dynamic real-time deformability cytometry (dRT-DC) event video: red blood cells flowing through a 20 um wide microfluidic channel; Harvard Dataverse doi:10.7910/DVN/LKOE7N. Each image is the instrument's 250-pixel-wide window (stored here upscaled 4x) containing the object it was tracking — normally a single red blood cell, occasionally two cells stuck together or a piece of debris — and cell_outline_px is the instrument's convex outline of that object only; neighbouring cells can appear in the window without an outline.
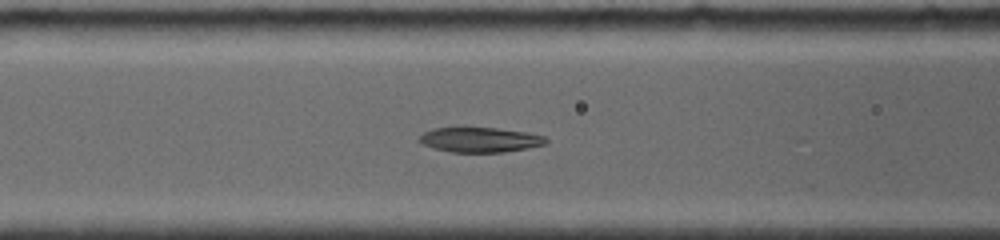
{"species": "common noctule bat (a hibernating species)", "species_latin": "Nyctalus noctula", "temperature_condition": "room temperature", "stored_images_in_passage": 8, "camera_frame_rate_fps": 4000, "um_per_image_px": 0.085, "animal": {"sex": "female", "body_mass_g": 19.0, "forearm_length_mm": 56.7}, "frame": {"image": 1, "passage_image": 4, "time_ms": 1.5, "image_size_px": [1000, 240], "cell_outline_px": [[548, 140], [544, 144], [528, 148], [504, 152], [452, 152], [436, 148], [424, 144], [416, 140], [424, 132], [432, 128], [496, 128], [528, 132], [544, 136]], "centroid_in_image_um": [40.81, 11.88], "position_along_channel_um": 125.8, "area_um2": 18.21}}
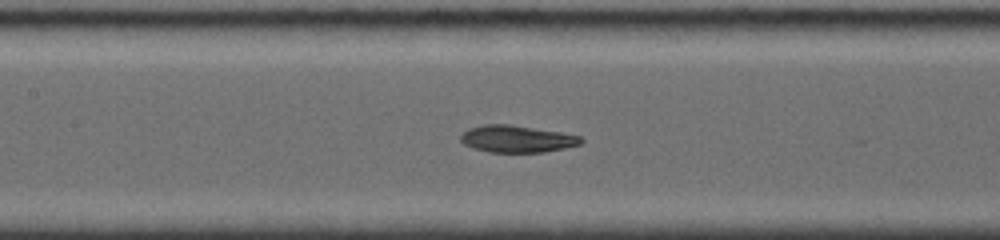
{"frame": {"image": 2, "passage_image": 6, "time_ms": 2.5, "image_size_px": [1000, 240], "cell_outline_px": [[584, 140], [580, 144], [564, 148], [544, 152], [488, 152], [464, 144], [460, 140], [460, 136], [468, 128], [484, 124], [508, 124], [560, 132], [580, 136]], "centroid_in_image_um": [43.93, 11.8], "position_along_channel_um": 163.5, "area_um2": 18.79}}